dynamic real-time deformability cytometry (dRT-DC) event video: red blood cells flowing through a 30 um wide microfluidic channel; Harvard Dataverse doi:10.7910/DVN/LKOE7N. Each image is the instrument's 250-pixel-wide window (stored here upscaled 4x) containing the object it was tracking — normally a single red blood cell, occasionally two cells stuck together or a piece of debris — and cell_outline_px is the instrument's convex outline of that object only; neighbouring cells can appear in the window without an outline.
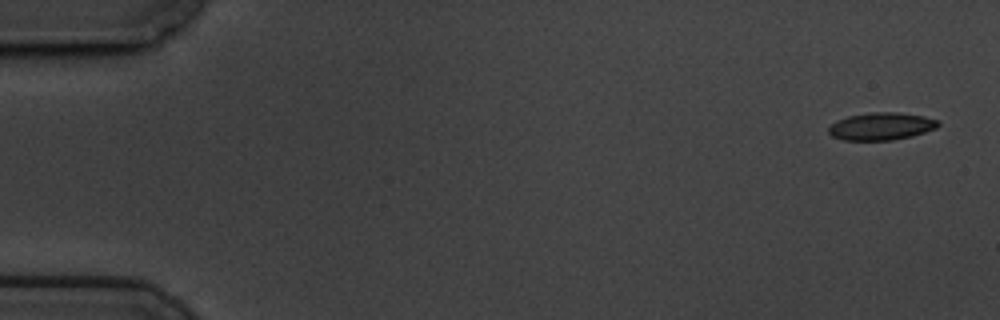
{"species": "common noctule bat (a hibernating species)", "species_latin": "Nyctalus noctula", "temperature_condition": "cold", "stored_images_in_passage": 58, "camera_frame_rate_fps": 3000, "um_per_image_px": 0.085, "animal": {"sex": "male", "body_mass_g": 19.5, "forearm_length_mm": 54.6}, "frame": {"image": 1, "passage_image": 1, "time_ms": 0.0, "image_size_px": [1000, 320], "cell_outline_px": [[940, 124], [936, 128], [912, 136], [892, 140], [844, 140], [832, 136], [828, 132], [828, 128], [836, 120], [848, 116], [872, 112], [896, 112], [924, 116], [940, 120]], "centroid_in_image_um": [74.91, 10.73], "position_along_channel_um": 10.1, "area_um2": 17.57}}
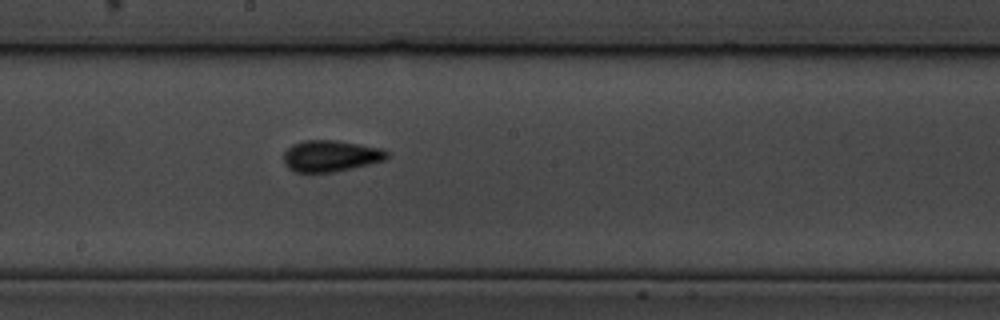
{"frame": {"image": 2, "passage_image": 31, "time_ms": 10.0, "image_size_px": [1000, 320], "cell_outline_px": [[388, 156], [384, 160], [352, 168], [332, 172], [296, 172], [288, 168], [284, 164], [284, 152], [292, 144], [304, 140], [336, 140], [360, 144], [380, 148], [388, 152]], "centroid_in_image_um": [28.07, 13.25], "position_along_channel_um": 220.1, "area_um2": 18.79}}
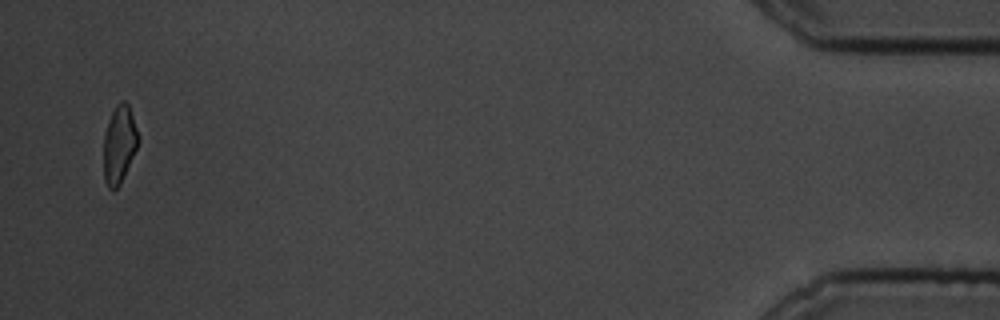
{"frame": {"image": 3, "passage_image": 56, "time_ms": 18.333, "image_size_px": [1000, 320], "cell_outline_px": [[136, 148], [120, 184], [112, 192], [108, 188], [104, 180], [104, 136], [108, 120], [116, 104], [120, 100], [124, 100], [128, 104], [136, 128]], "centroid_in_image_um": [10.09, 12.28], "position_along_channel_um": 425.1, "area_um2": 15.2}, "authors_computed_cell_mechanics": {"area_um2": 17.5712, "velocity_mm_per_s": 3.4356, "shape_relaxation_time_tau1_ms": 4.0693, "shape_relaxation_time_tau2_ms": 5.5607, "deformation_change_tau1": 0.0981, "deformation_change_tau2": 0.0843}}